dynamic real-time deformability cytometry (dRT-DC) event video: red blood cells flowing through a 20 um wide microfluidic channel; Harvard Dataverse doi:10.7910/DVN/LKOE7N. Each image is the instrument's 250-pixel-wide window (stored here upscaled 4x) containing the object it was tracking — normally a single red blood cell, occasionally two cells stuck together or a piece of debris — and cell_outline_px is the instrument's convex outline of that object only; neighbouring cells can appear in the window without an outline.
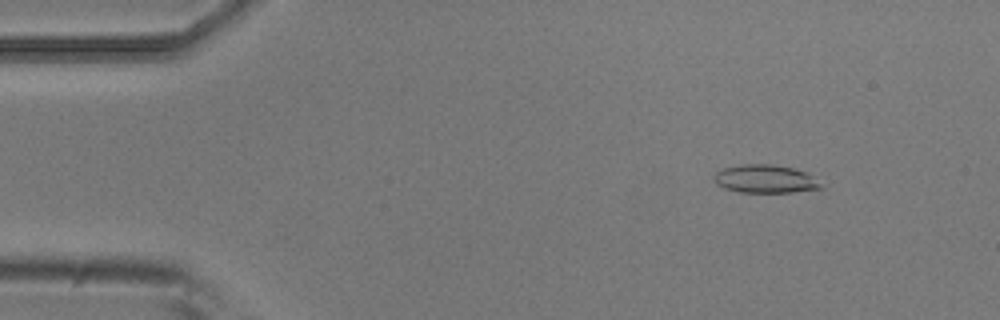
{"species": "common noctule bat (a hibernating species)", "species_latin": "Nyctalus noctula", "temperature_condition": "room temperature", "stored_images_in_passage": 4, "camera_frame_rate_fps": 3000, "um_per_image_px": 0.085, "animal": {"sex": "male", "body_mass_g": 20.5, "forearm_length_mm": 52.5}, "frame": {"image": 1, "passage_image": 2, "time_ms": 0.333, "image_size_px": [1000, 320], "cell_outline_px": [[824, 188], [792, 192], [740, 192], [724, 188], [716, 184], [712, 180], [712, 176], [716, 172], [724, 168], [740, 164], [768, 164], [792, 168], [804, 172], [820, 184]], "centroid_in_image_um": [64.95, 15.21], "position_along_channel_um": 20.0, "area_um2": 17.34}}
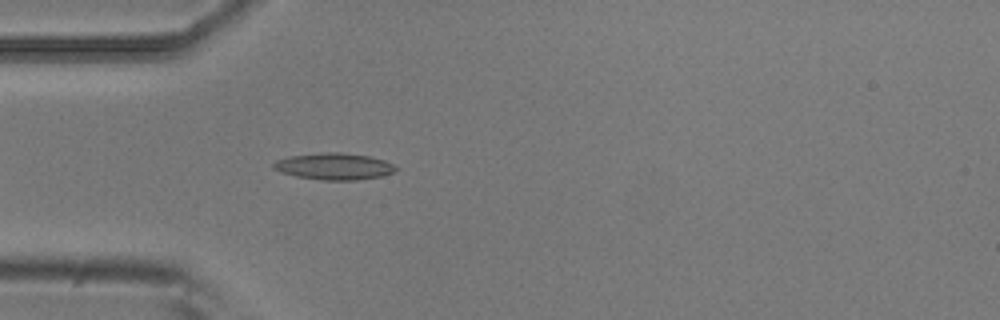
{"frame": {"image": 2, "passage_image": 4, "time_ms": 1.0, "image_size_px": [1000, 320], "cell_outline_px": [[400, 168], [396, 172], [380, 176], [356, 180], [324, 180], [296, 176], [280, 172], [272, 168], [272, 164], [276, 160], [288, 156], [324, 152], [340, 152], [368, 156], [384, 160]], "centroid_in_image_um": [28.39, 14.14], "position_along_channel_um": 56.6, "area_um2": 19.07}}